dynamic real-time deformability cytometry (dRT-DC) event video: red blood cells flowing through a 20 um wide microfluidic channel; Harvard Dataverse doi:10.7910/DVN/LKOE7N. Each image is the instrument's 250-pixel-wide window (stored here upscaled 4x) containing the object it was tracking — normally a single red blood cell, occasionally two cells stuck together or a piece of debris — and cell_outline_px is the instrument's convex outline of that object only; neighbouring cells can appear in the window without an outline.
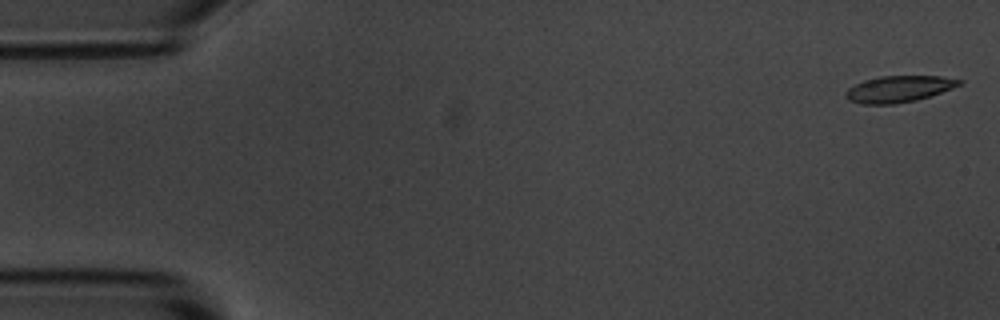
{"species": "common noctule bat (a hibernating species)", "species_latin": "Nyctalus noctula", "temperature_condition": "room temperature", "stored_images_in_passage": 54, "camera_frame_rate_fps": 3000, "um_per_image_px": 0.085, "animal": {"sex": "male", "body_mass_g": 20.1, "forearm_length_mm": 53.5}, "frame": {"image": 1, "passage_image": 1, "time_ms": 0.0, "image_size_px": [1000, 320], "cell_outline_px": [[964, 84], [916, 100], [892, 104], [860, 104], [848, 100], [844, 96], [844, 92], [848, 88], [864, 80], [880, 76], [940, 76], [964, 80]], "centroid_in_image_um": [76.38, 7.56], "position_along_channel_um": 8.6, "area_um2": 17.51}}
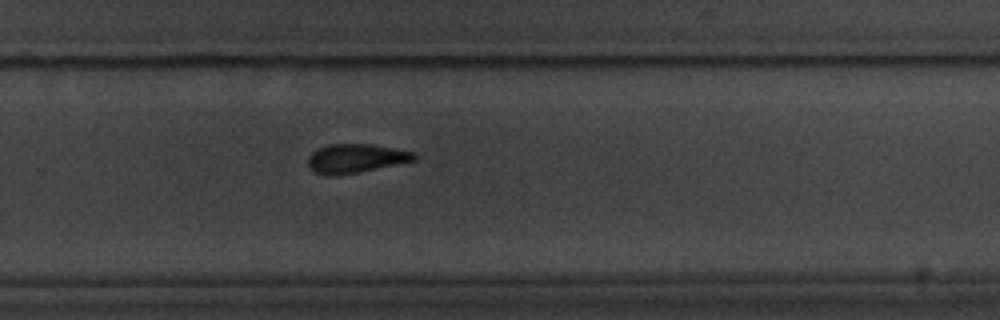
{"frame": {"image": 2, "passage_image": 36, "time_ms": 11.667, "image_size_px": [1000, 320], "cell_outline_px": [[416, 160], [336, 176], [332, 176], [316, 172], [308, 168], [308, 156], [312, 152], [328, 144], [372, 144], [412, 152], [416, 156]], "centroid_in_image_um": [30.18, 13.46], "position_along_channel_um": 299.6, "area_um2": 17.57}}
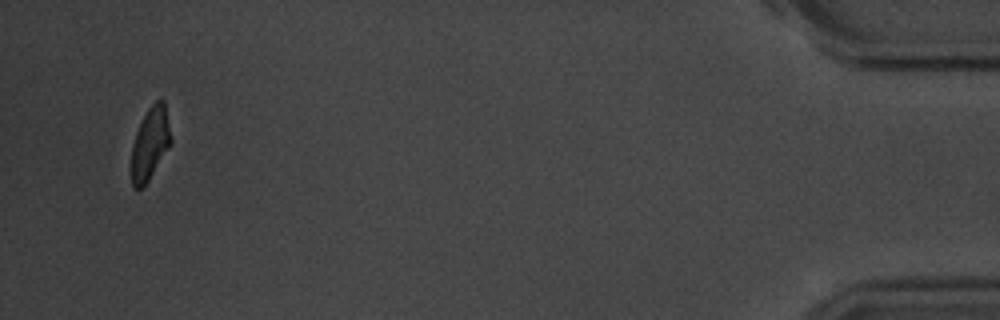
{"frame": {"image": 3, "passage_image": 53, "time_ms": 17.333, "image_size_px": [1000, 320], "cell_outline_px": [[172, 140], [168, 148], [148, 180], [140, 188], [132, 188], [132, 144], [136, 132], [148, 108], [156, 100], [164, 100]], "centroid_in_image_um": [12.76, 12.17], "position_along_channel_um": 422.4, "area_um2": 16.24}}